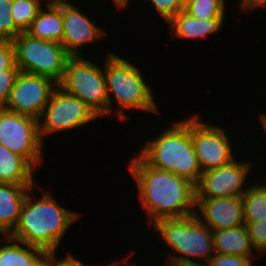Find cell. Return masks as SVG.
<instances>
[{
  "label": "cell",
  "instance_id": "6da1fadb",
  "mask_svg": "<svg viewBox=\"0 0 266 266\" xmlns=\"http://www.w3.org/2000/svg\"><path fill=\"white\" fill-rule=\"evenodd\" d=\"M135 156L128 170L137 184V194L142 209L147 212L149 226L158 219L195 214L194 184L172 172L156 169L139 155Z\"/></svg>",
  "mask_w": 266,
  "mask_h": 266
},
{
  "label": "cell",
  "instance_id": "7a4b0ae2",
  "mask_svg": "<svg viewBox=\"0 0 266 266\" xmlns=\"http://www.w3.org/2000/svg\"><path fill=\"white\" fill-rule=\"evenodd\" d=\"M32 191L28 192L19 222L9 236L46 253H56L63 236L81 214L59 205L49 190H43L42 197L36 199Z\"/></svg>",
  "mask_w": 266,
  "mask_h": 266
},
{
  "label": "cell",
  "instance_id": "3957f363",
  "mask_svg": "<svg viewBox=\"0 0 266 266\" xmlns=\"http://www.w3.org/2000/svg\"><path fill=\"white\" fill-rule=\"evenodd\" d=\"M138 155L150 166L172 172L196 185L203 173L194 150L191 116L173 121L171 127L146 141Z\"/></svg>",
  "mask_w": 266,
  "mask_h": 266
},
{
  "label": "cell",
  "instance_id": "277c9868",
  "mask_svg": "<svg viewBox=\"0 0 266 266\" xmlns=\"http://www.w3.org/2000/svg\"><path fill=\"white\" fill-rule=\"evenodd\" d=\"M151 226L171 249L170 255L165 257L167 266L207 264L215 254L213 231L195 214L158 219Z\"/></svg>",
  "mask_w": 266,
  "mask_h": 266
},
{
  "label": "cell",
  "instance_id": "5b68a950",
  "mask_svg": "<svg viewBox=\"0 0 266 266\" xmlns=\"http://www.w3.org/2000/svg\"><path fill=\"white\" fill-rule=\"evenodd\" d=\"M105 57L103 67L108 91V115L113 114L112 105L115 102L120 121L128 118L124 111L129 109L158 114V104L155 102L151 86L144 79L138 66L111 51L107 52Z\"/></svg>",
  "mask_w": 266,
  "mask_h": 266
},
{
  "label": "cell",
  "instance_id": "8992f818",
  "mask_svg": "<svg viewBox=\"0 0 266 266\" xmlns=\"http://www.w3.org/2000/svg\"><path fill=\"white\" fill-rule=\"evenodd\" d=\"M19 71L46 76L59 83L71 55L61 43L38 39L21 32L13 40Z\"/></svg>",
  "mask_w": 266,
  "mask_h": 266
},
{
  "label": "cell",
  "instance_id": "52a82bcc",
  "mask_svg": "<svg viewBox=\"0 0 266 266\" xmlns=\"http://www.w3.org/2000/svg\"><path fill=\"white\" fill-rule=\"evenodd\" d=\"M71 56L58 86L80 98L100 118L108 116V91L104 68L83 58Z\"/></svg>",
  "mask_w": 266,
  "mask_h": 266
},
{
  "label": "cell",
  "instance_id": "ba28073f",
  "mask_svg": "<svg viewBox=\"0 0 266 266\" xmlns=\"http://www.w3.org/2000/svg\"><path fill=\"white\" fill-rule=\"evenodd\" d=\"M0 143L24 157L36 170L41 167L45 145L38 119L0 108Z\"/></svg>",
  "mask_w": 266,
  "mask_h": 266
},
{
  "label": "cell",
  "instance_id": "9c48e42d",
  "mask_svg": "<svg viewBox=\"0 0 266 266\" xmlns=\"http://www.w3.org/2000/svg\"><path fill=\"white\" fill-rule=\"evenodd\" d=\"M100 118L80 98L57 86L39 119V134L43 143L47 135L86 126Z\"/></svg>",
  "mask_w": 266,
  "mask_h": 266
},
{
  "label": "cell",
  "instance_id": "30bf717a",
  "mask_svg": "<svg viewBox=\"0 0 266 266\" xmlns=\"http://www.w3.org/2000/svg\"><path fill=\"white\" fill-rule=\"evenodd\" d=\"M251 168L252 162L235 158L219 168L203 172L195 185V198L242 197L250 183L247 177Z\"/></svg>",
  "mask_w": 266,
  "mask_h": 266
},
{
  "label": "cell",
  "instance_id": "8fae6325",
  "mask_svg": "<svg viewBox=\"0 0 266 266\" xmlns=\"http://www.w3.org/2000/svg\"><path fill=\"white\" fill-rule=\"evenodd\" d=\"M191 134L202 172L219 168L236 158L224 127L205 123L198 115H191Z\"/></svg>",
  "mask_w": 266,
  "mask_h": 266
},
{
  "label": "cell",
  "instance_id": "7c38bea8",
  "mask_svg": "<svg viewBox=\"0 0 266 266\" xmlns=\"http://www.w3.org/2000/svg\"><path fill=\"white\" fill-rule=\"evenodd\" d=\"M57 86L49 77L20 71L4 108L39 120Z\"/></svg>",
  "mask_w": 266,
  "mask_h": 266
},
{
  "label": "cell",
  "instance_id": "4fadbf2b",
  "mask_svg": "<svg viewBox=\"0 0 266 266\" xmlns=\"http://www.w3.org/2000/svg\"><path fill=\"white\" fill-rule=\"evenodd\" d=\"M74 3L62 4L63 38L61 44L71 56H80V49L105 37L106 31L82 13Z\"/></svg>",
  "mask_w": 266,
  "mask_h": 266
},
{
  "label": "cell",
  "instance_id": "5bb4252c",
  "mask_svg": "<svg viewBox=\"0 0 266 266\" xmlns=\"http://www.w3.org/2000/svg\"><path fill=\"white\" fill-rule=\"evenodd\" d=\"M195 215L212 231L245 225L242 197L195 198Z\"/></svg>",
  "mask_w": 266,
  "mask_h": 266
},
{
  "label": "cell",
  "instance_id": "9a60e30c",
  "mask_svg": "<svg viewBox=\"0 0 266 266\" xmlns=\"http://www.w3.org/2000/svg\"><path fill=\"white\" fill-rule=\"evenodd\" d=\"M37 184L0 183V236L10 235L16 228L29 191Z\"/></svg>",
  "mask_w": 266,
  "mask_h": 266
},
{
  "label": "cell",
  "instance_id": "2e32d148",
  "mask_svg": "<svg viewBox=\"0 0 266 266\" xmlns=\"http://www.w3.org/2000/svg\"><path fill=\"white\" fill-rule=\"evenodd\" d=\"M225 19H197L185 10L180 11L167 24L176 38L184 40L203 39L217 34L224 27Z\"/></svg>",
  "mask_w": 266,
  "mask_h": 266
},
{
  "label": "cell",
  "instance_id": "e0dca14e",
  "mask_svg": "<svg viewBox=\"0 0 266 266\" xmlns=\"http://www.w3.org/2000/svg\"><path fill=\"white\" fill-rule=\"evenodd\" d=\"M26 33L34 38L61 43L63 38L62 4H45Z\"/></svg>",
  "mask_w": 266,
  "mask_h": 266
},
{
  "label": "cell",
  "instance_id": "ac0fdd59",
  "mask_svg": "<svg viewBox=\"0 0 266 266\" xmlns=\"http://www.w3.org/2000/svg\"><path fill=\"white\" fill-rule=\"evenodd\" d=\"M35 171L24 157L0 143V183L36 184Z\"/></svg>",
  "mask_w": 266,
  "mask_h": 266
},
{
  "label": "cell",
  "instance_id": "d6986e66",
  "mask_svg": "<svg viewBox=\"0 0 266 266\" xmlns=\"http://www.w3.org/2000/svg\"><path fill=\"white\" fill-rule=\"evenodd\" d=\"M214 251L219 254L255 257L245 225L213 231Z\"/></svg>",
  "mask_w": 266,
  "mask_h": 266
},
{
  "label": "cell",
  "instance_id": "ffe728a7",
  "mask_svg": "<svg viewBox=\"0 0 266 266\" xmlns=\"http://www.w3.org/2000/svg\"><path fill=\"white\" fill-rule=\"evenodd\" d=\"M5 243H3V242ZM0 266H34L46 252L41 248L27 245L9 235L0 240Z\"/></svg>",
  "mask_w": 266,
  "mask_h": 266
},
{
  "label": "cell",
  "instance_id": "44dd1931",
  "mask_svg": "<svg viewBox=\"0 0 266 266\" xmlns=\"http://www.w3.org/2000/svg\"><path fill=\"white\" fill-rule=\"evenodd\" d=\"M249 183L242 196L244 222H259L266 219V181Z\"/></svg>",
  "mask_w": 266,
  "mask_h": 266
},
{
  "label": "cell",
  "instance_id": "7402d4cb",
  "mask_svg": "<svg viewBox=\"0 0 266 266\" xmlns=\"http://www.w3.org/2000/svg\"><path fill=\"white\" fill-rule=\"evenodd\" d=\"M42 0H13L11 16L16 28L26 32L40 9L44 7Z\"/></svg>",
  "mask_w": 266,
  "mask_h": 266
},
{
  "label": "cell",
  "instance_id": "603a6c76",
  "mask_svg": "<svg viewBox=\"0 0 266 266\" xmlns=\"http://www.w3.org/2000/svg\"><path fill=\"white\" fill-rule=\"evenodd\" d=\"M226 0H185L184 10L197 19H224Z\"/></svg>",
  "mask_w": 266,
  "mask_h": 266
},
{
  "label": "cell",
  "instance_id": "cb8c5ba5",
  "mask_svg": "<svg viewBox=\"0 0 266 266\" xmlns=\"http://www.w3.org/2000/svg\"><path fill=\"white\" fill-rule=\"evenodd\" d=\"M13 0H0V39L13 40L21 32L11 16Z\"/></svg>",
  "mask_w": 266,
  "mask_h": 266
},
{
  "label": "cell",
  "instance_id": "d4e9b609",
  "mask_svg": "<svg viewBox=\"0 0 266 266\" xmlns=\"http://www.w3.org/2000/svg\"><path fill=\"white\" fill-rule=\"evenodd\" d=\"M251 244L260 254L266 253V219L259 222H245Z\"/></svg>",
  "mask_w": 266,
  "mask_h": 266
},
{
  "label": "cell",
  "instance_id": "484cf974",
  "mask_svg": "<svg viewBox=\"0 0 266 266\" xmlns=\"http://www.w3.org/2000/svg\"><path fill=\"white\" fill-rule=\"evenodd\" d=\"M156 8L157 13L168 23L185 8V0H148Z\"/></svg>",
  "mask_w": 266,
  "mask_h": 266
},
{
  "label": "cell",
  "instance_id": "4316f807",
  "mask_svg": "<svg viewBox=\"0 0 266 266\" xmlns=\"http://www.w3.org/2000/svg\"><path fill=\"white\" fill-rule=\"evenodd\" d=\"M256 257H243L230 254L216 253L208 261V266H255L253 260Z\"/></svg>",
  "mask_w": 266,
  "mask_h": 266
},
{
  "label": "cell",
  "instance_id": "83f0119b",
  "mask_svg": "<svg viewBox=\"0 0 266 266\" xmlns=\"http://www.w3.org/2000/svg\"><path fill=\"white\" fill-rule=\"evenodd\" d=\"M2 70H19L16 65L12 40L0 39V72Z\"/></svg>",
  "mask_w": 266,
  "mask_h": 266
},
{
  "label": "cell",
  "instance_id": "f1b7e54d",
  "mask_svg": "<svg viewBox=\"0 0 266 266\" xmlns=\"http://www.w3.org/2000/svg\"><path fill=\"white\" fill-rule=\"evenodd\" d=\"M19 70H2L0 72V108L8 102L10 91L14 86Z\"/></svg>",
  "mask_w": 266,
  "mask_h": 266
},
{
  "label": "cell",
  "instance_id": "f546056e",
  "mask_svg": "<svg viewBox=\"0 0 266 266\" xmlns=\"http://www.w3.org/2000/svg\"><path fill=\"white\" fill-rule=\"evenodd\" d=\"M57 266H87V264H83L78 258H75L71 253L67 254L65 258H56ZM116 262L110 263L108 266L115 265ZM94 266V265H92ZM97 266V265H96Z\"/></svg>",
  "mask_w": 266,
  "mask_h": 266
},
{
  "label": "cell",
  "instance_id": "4dcf8cb0",
  "mask_svg": "<svg viewBox=\"0 0 266 266\" xmlns=\"http://www.w3.org/2000/svg\"><path fill=\"white\" fill-rule=\"evenodd\" d=\"M56 253H46L34 266H57Z\"/></svg>",
  "mask_w": 266,
  "mask_h": 266
},
{
  "label": "cell",
  "instance_id": "1f68e13d",
  "mask_svg": "<svg viewBox=\"0 0 266 266\" xmlns=\"http://www.w3.org/2000/svg\"><path fill=\"white\" fill-rule=\"evenodd\" d=\"M131 0H112V3L117 7V10L119 9H127L126 7L129 6Z\"/></svg>",
  "mask_w": 266,
  "mask_h": 266
},
{
  "label": "cell",
  "instance_id": "d6a6232c",
  "mask_svg": "<svg viewBox=\"0 0 266 266\" xmlns=\"http://www.w3.org/2000/svg\"><path fill=\"white\" fill-rule=\"evenodd\" d=\"M266 7V0H250V11L258 7Z\"/></svg>",
  "mask_w": 266,
  "mask_h": 266
},
{
  "label": "cell",
  "instance_id": "836d02e7",
  "mask_svg": "<svg viewBox=\"0 0 266 266\" xmlns=\"http://www.w3.org/2000/svg\"><path fill=\"white\" fill-rule=\"evenodd\" d=\"M239 8L242 9V11H250V0H241L238 4Z\"/></svg>",
  "mask_w": 266,
  "mask_h": 266
},
{
  "label": "cell",
  "instance_id": "e575fe53",
  "mask_svg": "<svg viewBox=\"0 0 266 266\" xmlns=\"http://www.w3.org/2000/svg\"><path fill=\"white\" fill-rule=\"evenodd\" d=\"M45 4H55V5H59V4H65V3H71L74 2L75 0H42Z\"/></svg>",
  "mask_w": 266,
  "mask_h": 266
},
{
  "label": "cell",
  "instance_id": "d590c367",
  "mask_svg": "<svg viewBox=\"0 0 266 266\" xmlns=\"http://www.w3.org/2000/svg\"><path fill=\"white\" fill-rule=\"evenodd\" d=\"M259 120L262 126L261 129L263 130V133L266 135V119H259Z\"/></svg>",
  "mask_w": 266,
  "mask_h": 266
},
{
  "label": "cell",
  "instance_id": "8d00e7d4",
  "mask_svg": "<svg viewBox=\"0 0 266 266\" xmlns=\"http://www.w3.org/2000/svg\"><path fill=\"white\" fill-rule=\"evenodd\" d=\"M259 119H266V113L264 112H261V113H259Z\"/></svg>",
  "mask_w": 266,
  "mask_h": 266
}]
</instances>
